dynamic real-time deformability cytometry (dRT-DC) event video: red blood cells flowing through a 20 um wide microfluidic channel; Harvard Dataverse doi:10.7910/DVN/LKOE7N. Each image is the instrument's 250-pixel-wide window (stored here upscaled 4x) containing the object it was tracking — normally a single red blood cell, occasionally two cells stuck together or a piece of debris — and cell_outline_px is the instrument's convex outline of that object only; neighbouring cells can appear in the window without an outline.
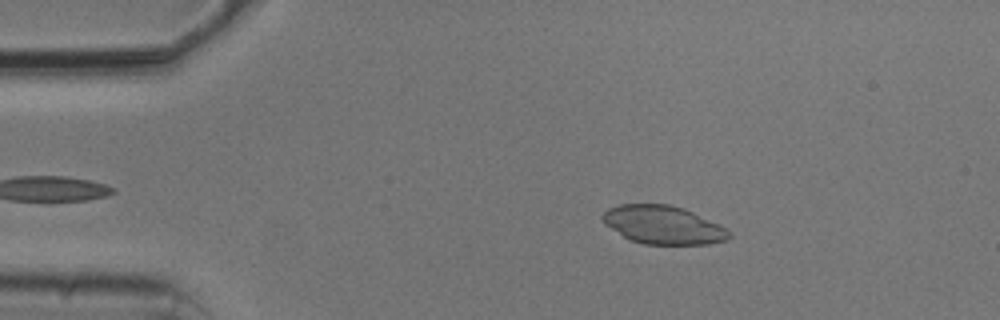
{"species": "common noctule bat (a hibernating species)", "species_latin": "Nyctalus noctula", "temperature_condition": "cold", "stored_images_in_passage": 44, "camera_frame_rate_fps": 3000, "um_per_image_px": 0.085, "animal": {"sex": "male", "body_mass_g": 20.5, "forearm_length_mm": 52.5}, "frame": {"image": 1, "passage_image": 8, "time_ms": 2.333, "image_size_px": [1000, 320], "cell_outline_px": [[732, 236], [724, 240], [708, 244], [644, 244], [628, 240], [604, 224], [600, 220], [600, 216], [608, 208], [620, 204], [668, 204], [684, 208], [720, 224], [728, 228], [732, 232]], "centroid_in_image_um": [56.35, 19.11], "position_along_channel_um": 28.6, "area_um2": 28.61}}
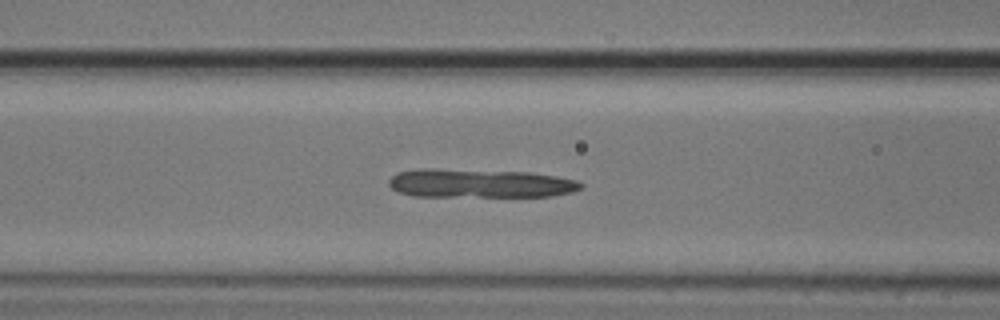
{"frame": {"image": 2, "passage_image": 20, "time_ms": 6.333, "image_size_px": [1000, 320], "cell_outline_px": [[584, 188], [572, 192], [552, 196], [412, 196], [396, 192], [388, 184], [388, 180], [392, 176], [400, 172], [420, 168], [436, 168], [528, 172], [556, 176], [576, 180], [584, 184]], "centroid_in_image_um": [40.78, 15.58], "position_along_channel_um": 125.8, "area_um2": 32.43}}
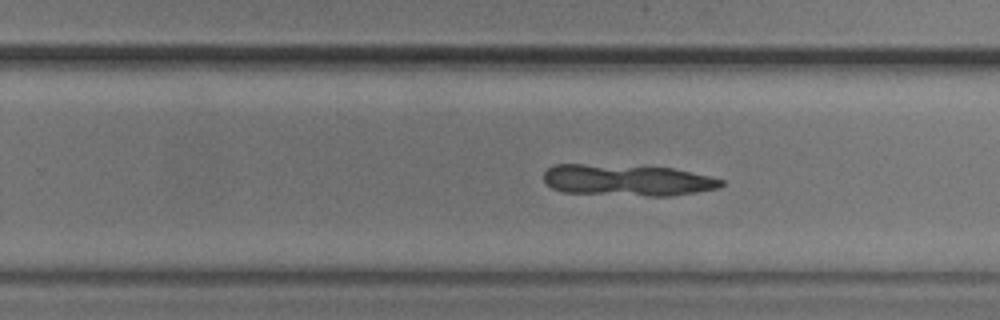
{"frame": {"image": 3, "passage_image": 32, "time_ms": 10.333, "image_size_px": [1000, 320], "cell_outline_px": [[724, 184], [720, 188], [672, 196], [648, 196], [564, 192], [552, 188], [544, 184], [544, 172], [552, 164], [584, 164], [672, 168], [708, 176], [724, 180]], "centroid_in_image_um": [53.29, 15.32], "position_along_channel_um": 276.5, "area_um2": 32.43}}